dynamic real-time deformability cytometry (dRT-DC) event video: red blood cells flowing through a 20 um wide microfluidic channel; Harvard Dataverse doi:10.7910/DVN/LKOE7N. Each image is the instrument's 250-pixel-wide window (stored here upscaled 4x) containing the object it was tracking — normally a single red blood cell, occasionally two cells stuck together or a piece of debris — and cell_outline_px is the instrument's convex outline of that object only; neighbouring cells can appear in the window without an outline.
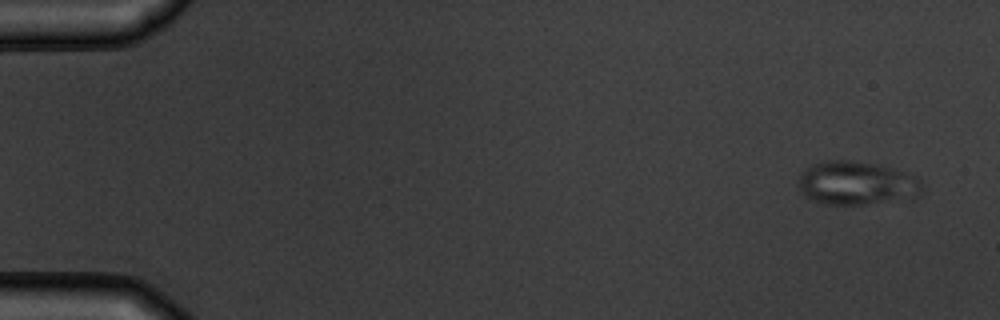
{"species": "common noctule bat (a hibernating species)", "species_latin": "Nyctalus noctula", "temperature_condition": "warm", "stored_images_in_passage": 4, "camera_frame_rate_fps": 3000, "um_per_image_px": 0.085, "animal": {"sex": "male", "body_mass_g": 19.5, "forearm_length_mm": 54.6}, "frame": {"image": 1, "passage_image": 1, "time_ms": 0.0, "image_size_px": [1000, 320], "cell_outline_px": [[920, 196], [860, 204], [824, 204], [812, 200], [804, 196], [796, 180], [800, 172], [812, 164], [824, 160], [848, 160], [876, 164], [892, 168], [916, 176], [920, 180]], "centroid_in_image_um": [72.73, 15.54], "position_along_channel_um": 12.3, "area_um2": 31.21}}